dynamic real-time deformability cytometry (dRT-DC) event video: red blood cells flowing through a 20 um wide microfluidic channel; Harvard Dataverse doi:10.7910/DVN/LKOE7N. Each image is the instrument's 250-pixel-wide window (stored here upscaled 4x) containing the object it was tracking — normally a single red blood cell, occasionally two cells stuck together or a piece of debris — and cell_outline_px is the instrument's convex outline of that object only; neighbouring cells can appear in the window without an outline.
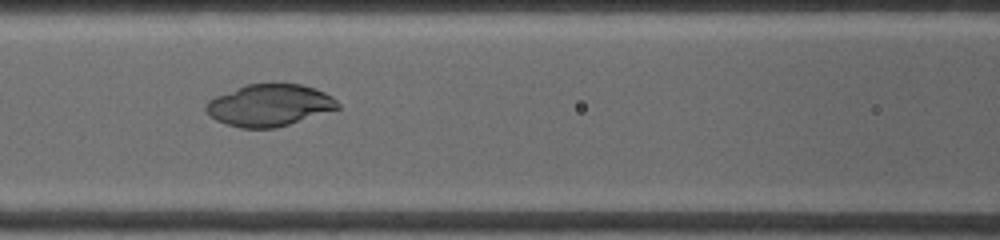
{"species": "common noctule bat (a hibernating species)", "species_latin": "Nyctalus noctula", "temperature_condition": "warm", "stored_images_in_passage": 23, "camera_frame_rate_fps": 4500, "um_per_image_px": 0.085, "animal": {"sex": "female", "body_mass_g": 19.0, "forearm_length_mm": 53.3}, "frame": {"image": 1, "passage_image": 9, "time_ms": 3.778, "image_size_px": [1000, 240], "cell_outline_px": [[340, 108], [276, 128], [240, 128], [216, 120], [204, 108], [204, 104], [208, 100], [216, 96], [244, 84], [300, 84], [324, 92], [332, 96], [340, 104]], "centroid_in_image_um": [22.88, 8.94], "position_along_channel_um": 143.7, "area_um2": 31.96}}
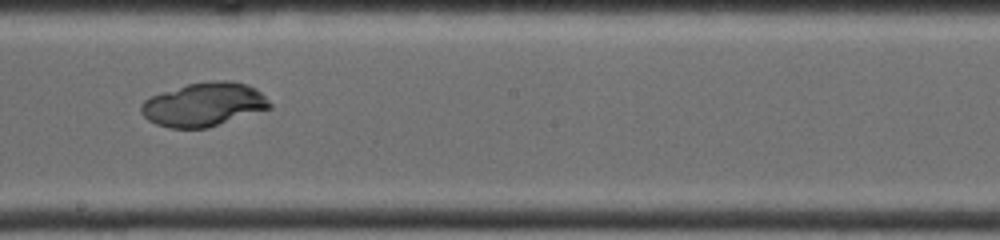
{"frame": {"image": 2, "passage_image": 14, "time_ms": 6.0, "image_size_px": [1000, 240], "cell_outline_px": [[272, 108], [208, 128], [168, 128], [156, 124], [148, 120], [140, 112], [140, 104], [144, 100], [152, 96], [188, 84], [212, 80], [228, 80], [248, 84], [256, 88], [272, 104]], "centroid_in_image_um": [17.34, 8.89], "position_along_channel_um": 230.9, "area_um2": 32.83}}
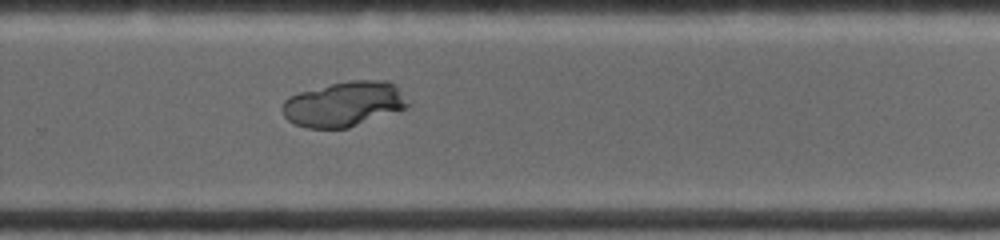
{"frame": {"image": 3, "passage_image": 18, "time_ms": 7.778, "image_size_px": [1000, 240], "cell_outline_px": [[412, 104], [404, 108], [348, 128], [308, 128], [296, 124], [288, 120], [284, 116], [280, 108], [284, 100], [288, 96], [300, 92], [332, 84], [352, 80], [388, 80], [396, 84], [400, 88]], "centroid_in_image_um": [29.25, 8.83], "position_along_channel_um": 300.5, "area_um2": 32.95}}